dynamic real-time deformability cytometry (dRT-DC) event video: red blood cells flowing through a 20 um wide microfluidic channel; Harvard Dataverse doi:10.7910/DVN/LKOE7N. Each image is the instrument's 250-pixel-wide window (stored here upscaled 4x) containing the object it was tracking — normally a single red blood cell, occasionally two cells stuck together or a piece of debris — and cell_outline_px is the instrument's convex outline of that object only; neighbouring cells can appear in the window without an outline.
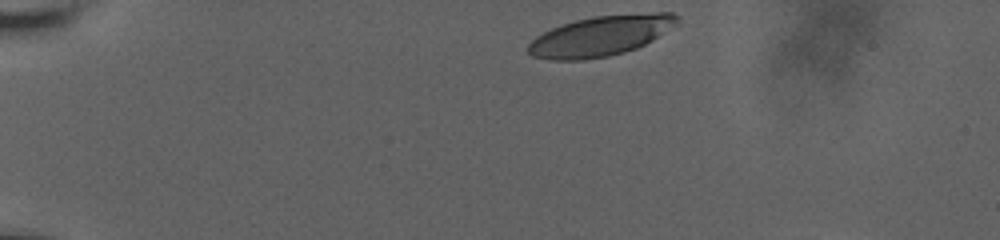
{"species": "human", "species_latin": "Homo sapiens", "temperature_condition": "room temperature", "stored_images_in_passage": 25, "camera_frame_rate_fps": 3000, "um_per_image_px": 0.085, "donor": {"sex": "male"}, "frame": {"image": 1, "passage_image": 1, "time_ms": 0.0, "image_size_px": [1000, 240], "cell_outline_px": [[680, 20], [652, 40], [636, 48], [624, 52], [608, 56], [580, 60], [552, 60], [532, 56], [528, 52], [528, 44], [536, 36], [552, 28], [576, 20], [592, 16], [656, 12], [672, 12], [680, 16]], "centroid_in_image_um": [51.05, 3.04], "position_along_channel_um": 34.0, "area_um2": 34.62}}
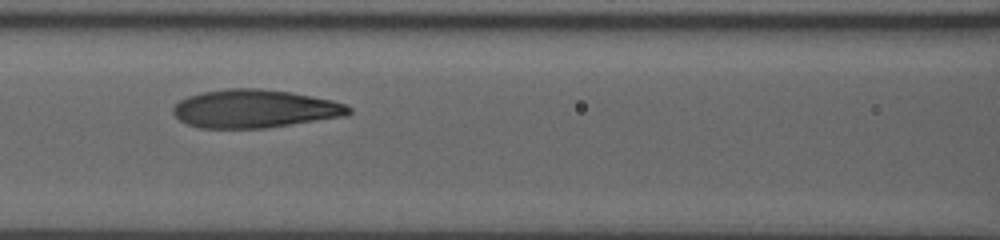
{"frame": {"image": 2, "passage_image": 15, "time_ms": 5.333, "image_size_px": [1000, 240], "cell_outline_px": [[352, 112], [348, 116], [264, 128], [200, 128], [188, 124], [180, 120], [172, 112], [172, 108], [180, 100], [188, 96], [204, 92], [228, 88], [260, 88], [292, 92], [332, 100], [348, 104], [352, 108]], "centroid_in_image_um": [21.7, 9.24], "position_along_channel_um": 144.9, "area_um2": 39.3}}
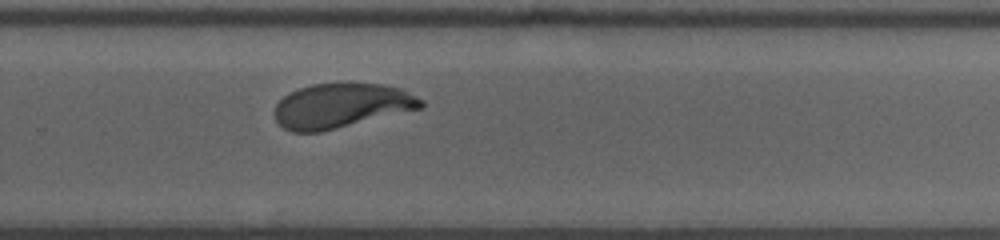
{"frame": {"image": 3, "passage_image": 25, "time_ms": 9.667, "image_size_px": [1000, 240], "cell_outline_px": [[424, 104], [420, 108], [320, 132], [292, 132], [284, 128], [276, 120], [276, 104], [288, 92], [312, 84], [348, 80], [384, 84], [404, 88], [424, 100]], "centroid_in_image_um": [29.04, 8.92], "position_along_channel_um": 300.8, "area_um2": 38.73}}